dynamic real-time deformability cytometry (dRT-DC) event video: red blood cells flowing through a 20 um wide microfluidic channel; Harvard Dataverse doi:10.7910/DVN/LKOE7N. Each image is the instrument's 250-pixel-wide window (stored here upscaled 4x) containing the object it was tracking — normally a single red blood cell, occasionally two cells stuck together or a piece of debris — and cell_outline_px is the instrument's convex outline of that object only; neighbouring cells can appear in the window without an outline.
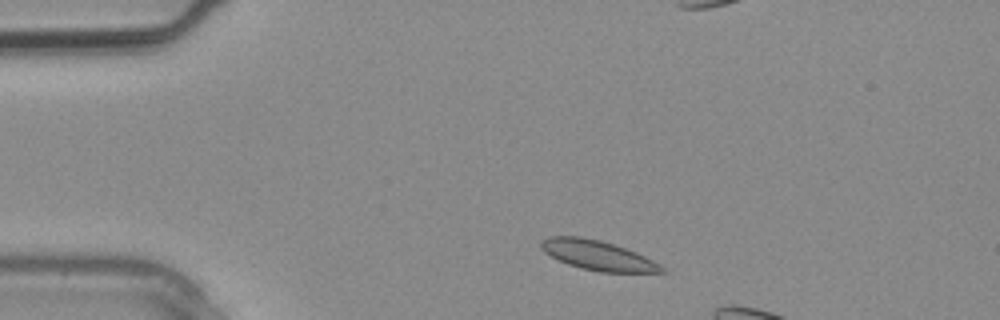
{"species": "common noctule bat (a hibernating species)", "species_latin": "Nyctalus noctula", "temperature_condition": "warm", "stored_images_in_passage": 2, "camera_frame_rate_fps": 3000, "um_per_image_px": 0.085, "animal": {"sex": "male", "body_mass_g": 20.4}, "frame": {"image": 1, "passage_image": 1, "time_ms": 0.0, "image_size_px": [1000, 320], "cell_outline_px": [[668, 272], [600, 272], [580, 268], [568, 264], [544, 252], [540, 248], [540, 240], [548, 236], [580, 236], [600, 240], [636, 252], [668, 268]], "centroid_in_image_um": [50.81, 21.7], "position_along_channel_um": 34.2, "area_um2": 20.87}}